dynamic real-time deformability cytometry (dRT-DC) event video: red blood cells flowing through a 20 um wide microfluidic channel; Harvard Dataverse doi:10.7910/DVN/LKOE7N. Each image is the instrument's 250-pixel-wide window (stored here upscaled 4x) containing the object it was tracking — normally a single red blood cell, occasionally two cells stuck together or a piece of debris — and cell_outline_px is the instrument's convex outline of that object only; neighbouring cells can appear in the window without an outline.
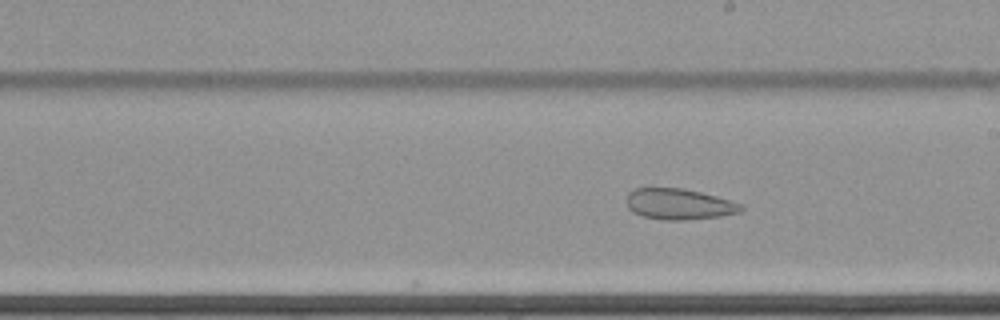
{"species": "common noctule bat (a hibernating species)", "species_latin": "Nyctalus noctula", "temperature_condition": "cold", "stored_images_in_passage": 28, "camera_frame_rate_fps": 3000, "um_per_image_px": 0.085, "animal": {"sex": "female", "body_mass_g": 22.7, "forearm_length_mm": 54.2}, "frame": {"image": 1, "passage_image": 28, "time_ms": 9.0, "image_size_px": [1000, 320], "cell_outline_px": [[744, 208], [740, 212], [720, 216], [684, 220], [664, 220], [640, 216], [632, 212], [628, 208], [628, 192], [636, 188], [684, 188], [732, 200], [740, 204]], "centroid_in_image_um": [57.71, 17.35], "position_along_channel_um": 231.3, "area_um2": 20.63}}